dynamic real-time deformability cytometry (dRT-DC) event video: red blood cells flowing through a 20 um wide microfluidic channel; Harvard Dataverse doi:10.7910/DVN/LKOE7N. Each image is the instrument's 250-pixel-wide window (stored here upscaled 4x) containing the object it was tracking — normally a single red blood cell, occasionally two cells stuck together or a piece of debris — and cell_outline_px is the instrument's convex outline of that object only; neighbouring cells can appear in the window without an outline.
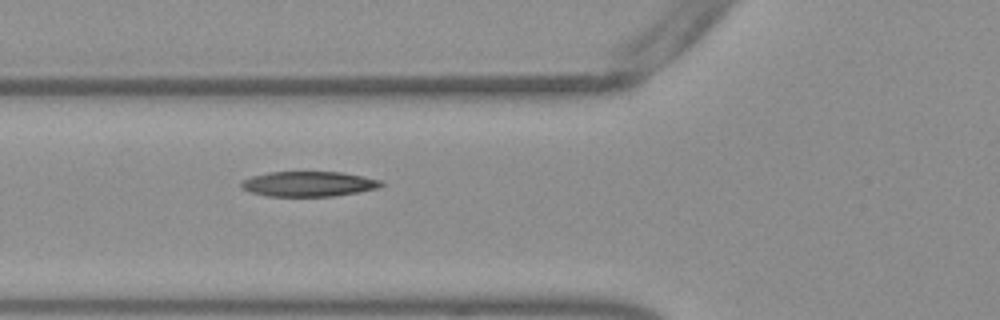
{"species": "Egyptian fruit bat (a non-hibernating species)", "species_latin": "Rousettus aegyptiacus", "temperature_condition": "warm", "stored_images_in_passage": 54, "camera_frame_rate_fps": 3000, "um_per_image_px": 0.085, "frame": {"image": 1, "passage_image": 20, "time_ms": 6.333, "image_size_px": [1000, 320], "cell_outline_px": [[384, 184], [380, 188], [360, 192], [336, 196], [268, 196], [252, 192], [240, 188], [240, 180], [252, 176], [268, 172], [340, 172], [380, 180]], "centroid_in_image_um": [26.21, 15.64], "position_along_channel_um": 99.6, "area_um2": 20.52}}
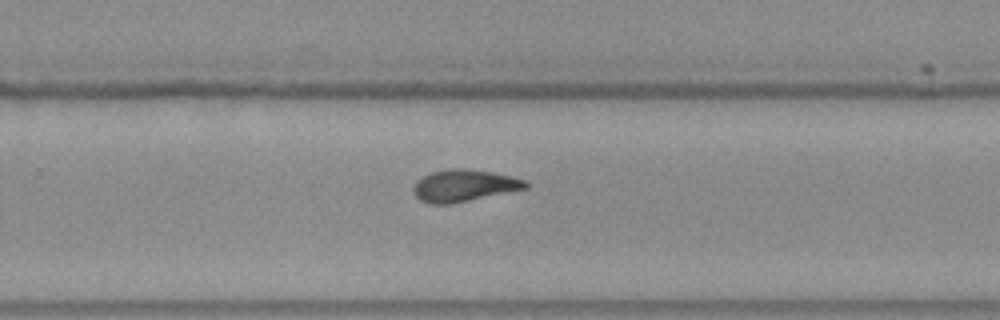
{"frame": {"image": 2, "passage_image": 35, "time_ms": 11.333, "image_size_px": [1000, 320], "cell_outline_px": [[528, 188], [448, 204], [428, 204], [420, 200], [416, 196], [412, 188], [416, 180], [432, 172], [448, 168], [464, 168], [492, 172], [512, 176], [524, 180], [528, 184]], "centroid_in_image_um": [39.41, 15.77], "position_along_channel_um": 290.4, "area_um2": 20.75}}
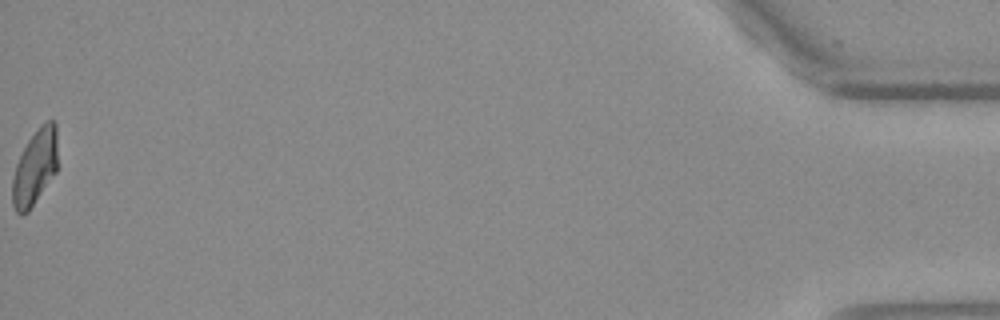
{"frame": {"image": 3, "passage_image": 54, "time_ms": 17.667, "image_size_px": [1000, 320], "cell_outline_px": [[56, 172], [28, 212], [16, 212], [12, 204], [12, 180], [16, 164], [28, 140], [40, 124], [48, 120], [52, 120], [56, 124]], "centroid_in_image_um": [2.96, 14.21], "position_along_channel_um": 432.2, "area_um2": 19.59}, "authors_computed_cell_mechanics": {"area_um2": 20.7502, "velocity_mm_per_s": 3.8113, "shape_relaxation_time_tau1_ms": 6.788, "shape_relaxation_time_tau2_ms": 1.9358, "deformation_change_tau1": 0.2283, "deformation_change_tau2": 0.0945}}